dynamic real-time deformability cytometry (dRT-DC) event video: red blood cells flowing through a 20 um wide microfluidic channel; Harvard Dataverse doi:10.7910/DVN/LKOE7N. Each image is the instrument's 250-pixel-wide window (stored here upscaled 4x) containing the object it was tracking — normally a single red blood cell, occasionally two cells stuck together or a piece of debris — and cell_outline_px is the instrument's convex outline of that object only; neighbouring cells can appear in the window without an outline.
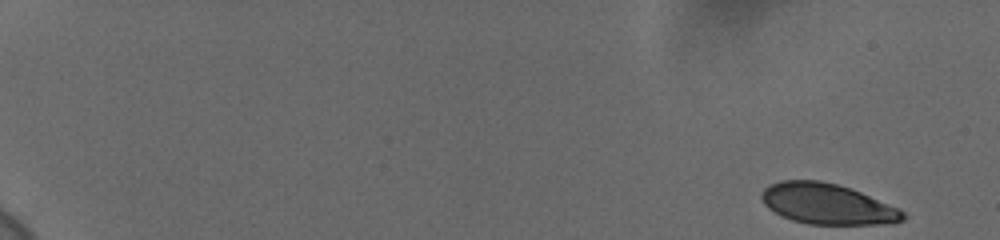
{"species": "human", "species_latin": "Homo sapiens", "temperature_condition": "cold", "stored_images_in_passage": 14, "camera_frame_rate_fps": 3000, "um_per_image_px": 0.085, "donor": {"sex": "female"}, "frame": {"image": 1, "passage_image": 1, "time_ms": 0.0, "image_size_px": [1000, 240], "cell_outline_px": [[904, 220], [892, 224], [808, 224], [792, 220], [780, 216], [768, 208], [764, 204], [760, 196], [760, 192], [768, 184], [780, 180], [820, 180], [852, 188], [900, 208], [904, 212]], "centroid_in_image_um": [70.31, 17.33], "position_along_channel_um": 14.7, "area_um2": 33.93}}
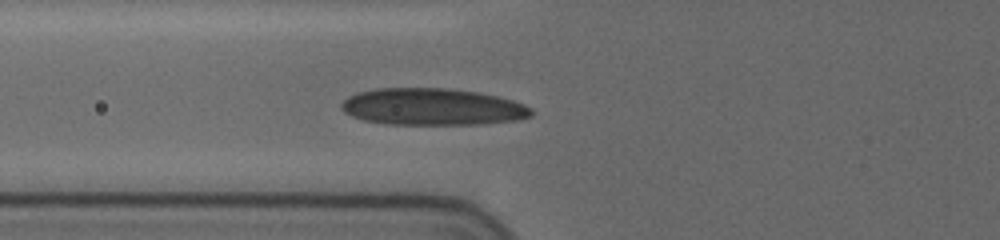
{"frame": {"image": 2, "passage_image": 12, "time_ms": 3.667, "image_size_px": [1000, 240], "cell_outline_px": [[532, 116], [520, 120], [480, 124], [388, 124], [364, 120], [352, 116], [344, 112], [340, 108], [340, 104], [348, 96], [356, 92], [376, 88], [448, 88], [480, 92], [512, 100], [524, 104], [532, 108]], "centroid_in_image_um": [36.75, 9.07], "position_along_channel_um": 89.0, "area_um2": 41.1}}
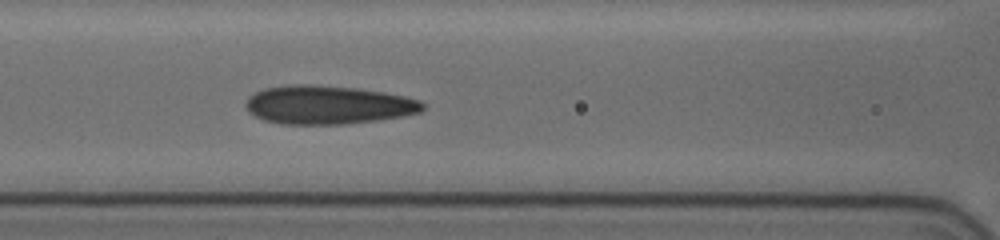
{"frame": {"image": 3, "passage_image": 14, "time_ms": 4.333, "image_size_px": [1000, 240], "cell_outline_px": [[424, 108], [420, 112], [404, 116], [376, 120], [344, 124], [280, 124], [264, 120], [248, 112], [244, 104], [248, 96], [264, 88], [292, 84], [308, 84], [356, 88], [404, 96], [420, 100], [424, 104]], "centroid_in_image_um": [27.84, 8.91], "position_along_channel_um": 138.8, "area_um2": 39.77}}